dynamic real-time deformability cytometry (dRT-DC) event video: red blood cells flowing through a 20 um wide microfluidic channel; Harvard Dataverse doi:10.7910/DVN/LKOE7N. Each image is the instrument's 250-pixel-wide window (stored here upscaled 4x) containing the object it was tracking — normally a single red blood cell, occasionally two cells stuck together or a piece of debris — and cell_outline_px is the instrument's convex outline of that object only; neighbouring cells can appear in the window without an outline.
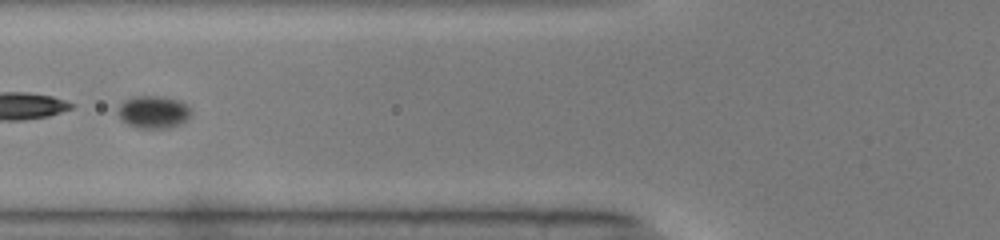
{"species": "common noctule bat (a hibernating species)", "species_latin": "Nyctalus noctula", "temperature_condition": "warm", "stored_images_in_passage": 53, "segment_of_instrument_passage": [2, 2], "camera_frame_rate_fps": 3000, "um_per_image_px": 0.085, "animal": {"sex": "male", "body_mass_g": 19.0, "forearm_length_mm": 50.8}, "frame": {"image": 1, "passage_image": 21, "time_ms": 6.667, "image_size_px": [1000, 240], "cell_outline_px": [[188, 116], [180, 124], [168, 128], [136, 128], [128, 124], [120, 116], [120, 104], [124, 100], [136, 96], [156, 96], [180, 100], [188, 108]], "centroid_in_image_um": [13.02, 9.52], "position_along_channel_um": 112.8, "area_um2": 13.35}}
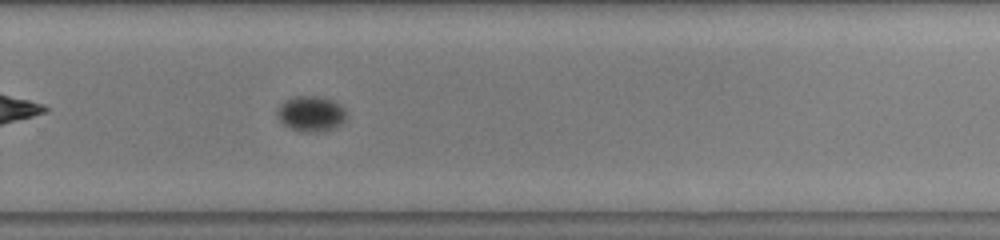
{"frame": {"image": 2, "passage_image": 36, "time_ms": 11.667, "image_size_px": [1000, 240], "cell_outline_px": [[344, 120], [340, 124], [332, 128], [320, 132], [300, 132], [288, 128], [280, 120], [276, 112], [288, 100], [296, 96], [316, 96], [328, 100], [336, 104], [344, 112]], "centroid_in_image_um": [26.38, 9.71], "position_along_channel_um": 303.4, "area_um2": 13.58}}
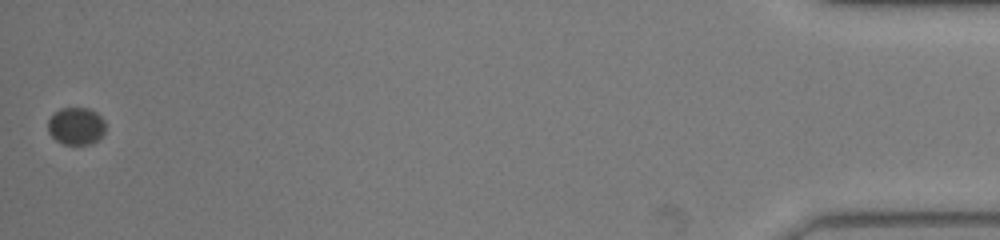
{"frame": {"image": 3, "passage_image": 53, "time_ms": 17.333, "image_size_px": [1000, 240], "cell_outline_px": [[104, 132], [92, 144], [64, 144], [56, 140], [48, 132], [48, 120], [60, 108], [88, 108], [96, 112], [104, 120]], "centroid_in_image_um": [6.46, 10.71], "position_along_channel_um": 428.7, "area_um2": 12.37}}